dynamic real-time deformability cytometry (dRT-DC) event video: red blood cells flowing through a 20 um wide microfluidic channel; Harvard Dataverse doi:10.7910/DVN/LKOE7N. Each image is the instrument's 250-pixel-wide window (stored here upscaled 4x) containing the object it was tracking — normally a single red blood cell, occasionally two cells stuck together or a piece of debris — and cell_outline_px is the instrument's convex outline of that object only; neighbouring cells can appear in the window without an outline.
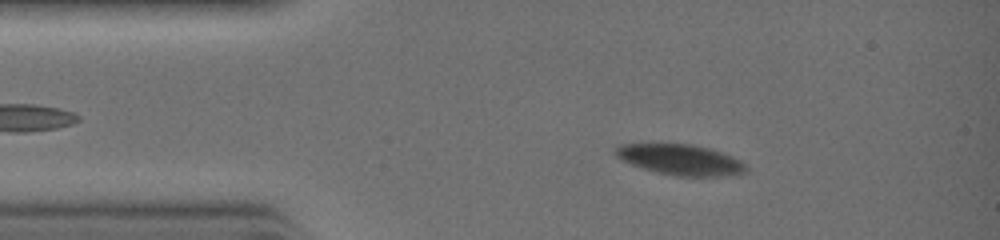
{"species": "common noctule bat (a hibernating species)", "species_latin": "Nyctalus noctula", "temperature_condition": "warm", "stored_images_in_passage": 23, "camera_frame_rate_fps": 3000, "um_per_image_px": 0.085, "animal": {"sex": "female", "body_mass_g": 19.0, "forearm_length_mm": 51.5}, "frame": {"image": 1, "passage_image": 1, "time_ms": 0.0, "image_size_px": [1000, 240], "cell_outline_px": [[748, 172], [728, 176], [676, 176], [656, 172], [640, 168], [620, 160], [612, 152], [612, 148], [620, 144], [692, 144], [708, 148], [732, 156], [740, 160], [748, 168]], "centroid_in_image_um": [57.79, 13.58], "position_along_channel_um": 27.2, "area_um2": 23.58}}
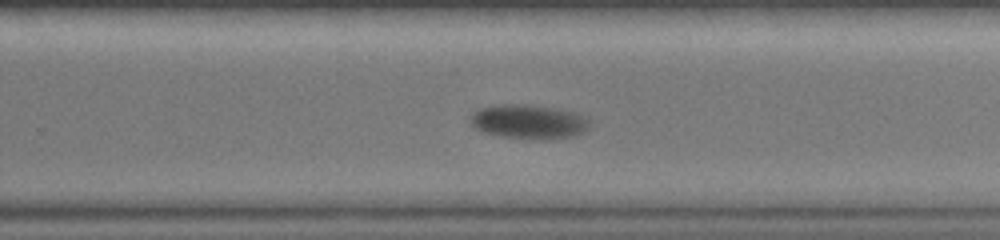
{"frame": {"image": 2, "passage_image": 17, "time_ms": 5.333, "image_size_px": [1000, 240], "cell_outline_px": [[592, 124], [584, 132], [576, 136], [548, 140], [536, 140], [500, 136], [480, 132], [472, 124], [472, 116], [480, 108], [500, 104], [528, 104], [556, 108], [572, 112], [584, 116]], "centroid_in_image_um": [44.99, 10.37], "position_along_channel_um": 284.8, "area_um2": 24.04}}
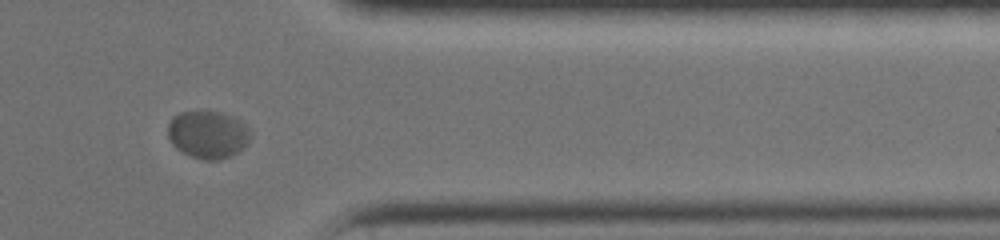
{"frame": {"image": 3, "passage_image": 23, "time_ms": 7.333, "image_size_px": [1000, 240], "cell_outline_px": [[252, 132], [248, 140], [236, 152], [220, 160], [204, 160], [192, 156], [176, 148], [172, 144], [168, 136], [168, 124], [172, 116], [176, 112], [196, 108], [204, 108], [224, 112], [236, 116], [252, 128]], "centroid_in_image_um": [17.66, 11.33], "position_along_channel_um": 393.7, "area_um2": 23.87}}